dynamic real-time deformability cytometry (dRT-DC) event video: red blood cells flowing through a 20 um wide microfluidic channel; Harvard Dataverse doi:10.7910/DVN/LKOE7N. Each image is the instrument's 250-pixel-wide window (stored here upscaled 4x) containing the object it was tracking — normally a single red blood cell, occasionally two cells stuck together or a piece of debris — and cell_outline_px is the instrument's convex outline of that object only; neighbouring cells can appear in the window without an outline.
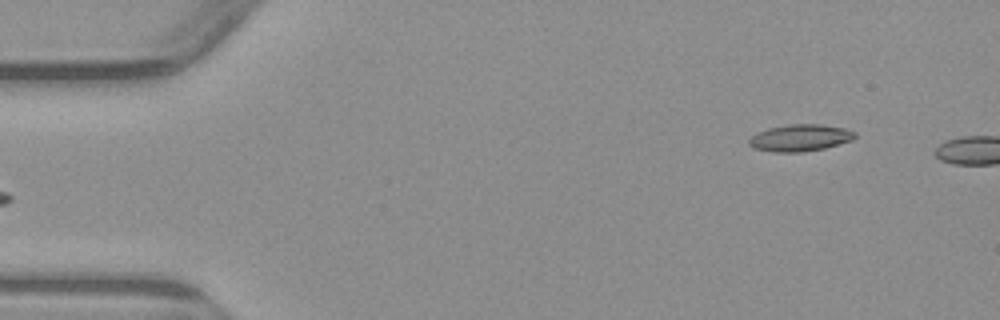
{"species": "common noctule bat (a hibernating species)", "species_latin": "Nyctalus noctula", "temperature_condition": "warm", "stored_images_in_passage": 4, "segment_of_instrument_passage": [2, 2], "camera_frame_rate_fps": 3000, "um_per_image_px": 0.085, "animal": {"sex": "male", "body_mass_g": 23.1, "forearm_length_mm": 52.7}, "frame": {"image": 1, "passage_image": 4, "time_ms": 3.667, "image_size_px": [1000, 320], "cell_outline_px": [[856, 136], [852, 140], [824, 148], [804, 152], [772, 152], [756, 148], [748, 144], [748, 140], [756, 132], [768, 128], [792, 124], [820, 124], [844, 128], [856, 132]], "centroid_in_image_um": [68.0, 11.71], "position_along_channel_um": 17.0, "area_um2": 16.53}}